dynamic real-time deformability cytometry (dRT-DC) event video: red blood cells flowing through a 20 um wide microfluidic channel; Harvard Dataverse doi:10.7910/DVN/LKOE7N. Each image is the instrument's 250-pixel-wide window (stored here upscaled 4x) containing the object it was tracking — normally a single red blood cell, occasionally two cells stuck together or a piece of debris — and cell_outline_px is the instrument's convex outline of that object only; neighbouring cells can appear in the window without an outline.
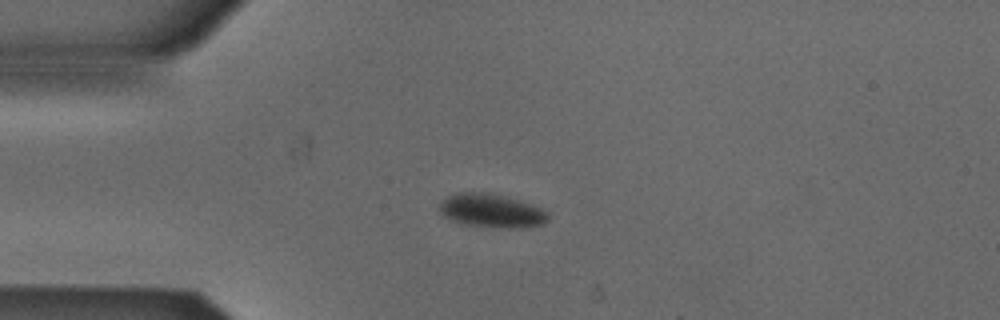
{"species": "Egyptian fruit bat (a non-hibernating species)", "species_latin": "Rousettus aegyptiacus", "temperature_condition": "cold", "stored_images_in_passage": 41, "camera_frame_rate_fps": 3000, "um_per_image_px": 0.085, "animal": {"sex": "male"}, "frame": {"image": 1, "passage_image": 1, "time_ms": 0.0, "image_size_px": [1000, 320], "cell_outline_px": [[548, 220], [544, 224], [524, 228], [500, 228], [460, 224], [444, 216], [440, 212], [440, 204], [448, 196], [456, 192], [484, 192], [516, 200], [540, 208], [548, 216]], "centroid_in_image_um": [41.74, 17.94], "position_along_channel_um": 43.3, "area_um2": 20.98}}
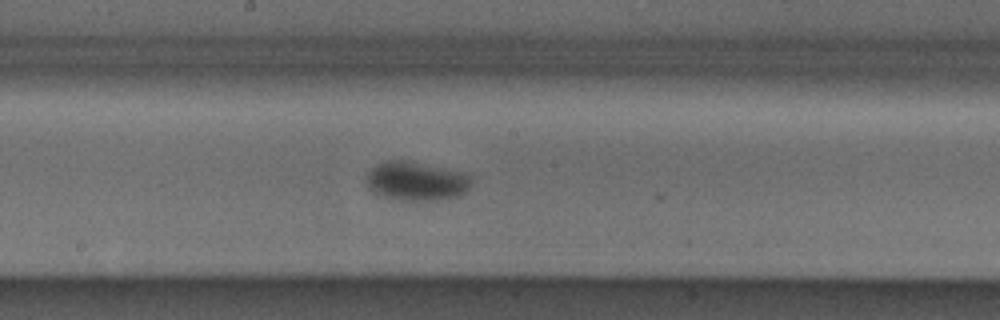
{"frame": {"image": 2, "passage_image": 16, "time_ms": 5.0, "image_size_px": [1000, 320], "cell_outline_px": [[472, 184], [460, 196], [432, 200], [400, 200], [384, 196], [368, 188], [368, 172], [376, 164], [384, 160], [404, 160], [440, 168], [472, 176]], "centroid_in_image_um": [35.37, 15.4], "position_along_channel_um": 212.8, "area_um2": 23.24}}
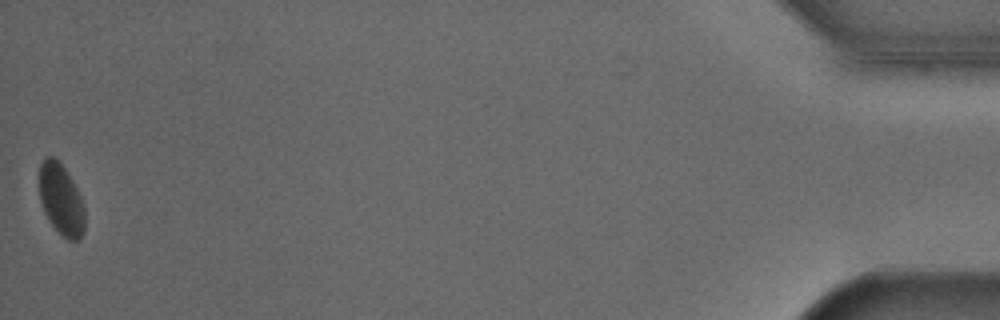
{"frame": {"image": 3, "passage_image": 41, "time_ms": 13.333, "image_size_px": [1000, 320], "cell_outline_px": [[84, 232], [76, 240], [68, 240], [48, 220], [44, 212], [40, 200], [40, 164], [44, 156], [52, 156], [64, 168], [72, 180], [80, 196], [84, 208]], "centroid_in_image_um": [5.18, 16.95], "position_along_channel_um": 430.0, "area_um2": 18.5}, "authors_computed_cell_mechanics": {"area_um2": 22.1952, "velocity_mm_per_s": 3.8187, "shape_relaxation_time_tau1_ms": 6.3453, "shape_relaxation_time_tau2_ms": null, "deformation_change_tau1": 0.0798, "deformation_change_tau2": null}}